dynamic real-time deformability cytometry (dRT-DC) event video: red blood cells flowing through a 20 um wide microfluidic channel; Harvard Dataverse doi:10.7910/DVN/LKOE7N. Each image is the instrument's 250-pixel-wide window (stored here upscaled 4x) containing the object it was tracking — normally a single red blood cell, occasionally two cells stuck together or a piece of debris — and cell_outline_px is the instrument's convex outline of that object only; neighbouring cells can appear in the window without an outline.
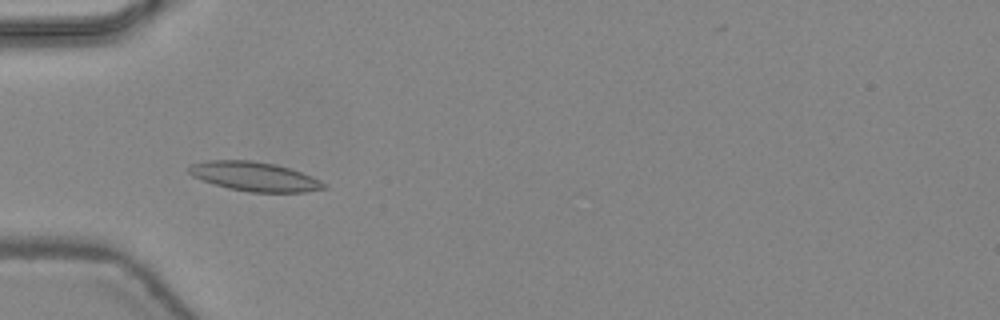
{"species": "common noctule bat (a hibernating species)", "species_latin": "Nyctalus noctula", "temperature_condition": "warm", "stored_images_in_passage": 14, "camera_frame_rate_fps": 3000, "um_per_image_px": 0.085, "animal": {"sex": "female", "body_mass_g": 24.6, "forearm_length_mm": 56.2}, "frame": {"image": 1, "passage_image": 11, "time_ms": 3.333, "image_size_px": [1000, 320], "cell_outline_px": [[328, 188], [304, 192], [248, 192], [228, 188], [192, 176], [188, 172], [188, 168], [192, 164], [208, 160], [252, 160], [276, 164], [312, 176], [328, 184]], "centroid_in_image_um": [21.67, 15.0], "position_along_channel_um": 63.3, "area_um2": 22.95}}